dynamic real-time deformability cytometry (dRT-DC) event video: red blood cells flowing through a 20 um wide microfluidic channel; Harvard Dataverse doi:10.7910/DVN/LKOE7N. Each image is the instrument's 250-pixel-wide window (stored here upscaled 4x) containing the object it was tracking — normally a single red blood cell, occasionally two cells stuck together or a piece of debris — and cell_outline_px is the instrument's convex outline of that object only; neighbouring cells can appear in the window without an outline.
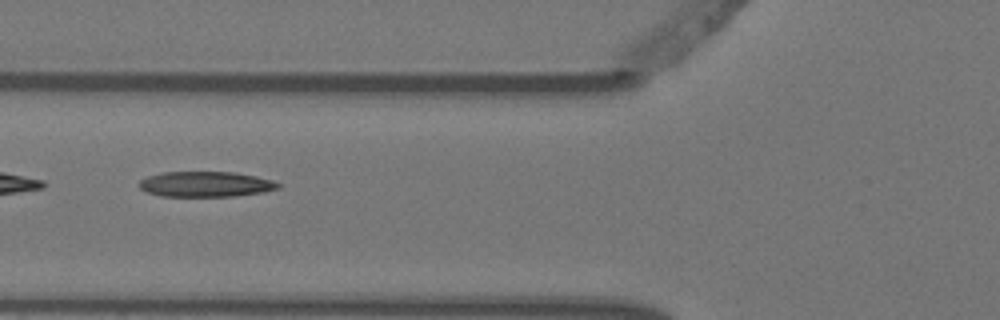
{"species": "Egyptian fruit bat (a non-hibernating species)", "species_latin": "Rousettus aegyptiacus", "temperature_condition": "warm", "stored_images_in_passage": 6, "camera_frame_rate_fps": 3000, "um_per_image_px": 0.085, "animal": {"sex": "female"}, "frame": {"image": 1, "passage_image": 4, "time_ms": 1.0, "image_size_px": [1000, 320], "cell_outline_px": [[280, 188], [264, 192], [232, 196], [160, 196], [148, 192], [140, 188], [136, 184], [140, 180], [148, 176], [164, 172], [236, 172], [256, 176], [272, 180], [280, 184]], "centroid_in_image_um": [17.48, 15.65], "position_along_channel_um": 108.3, "area_um2": 20.58}}
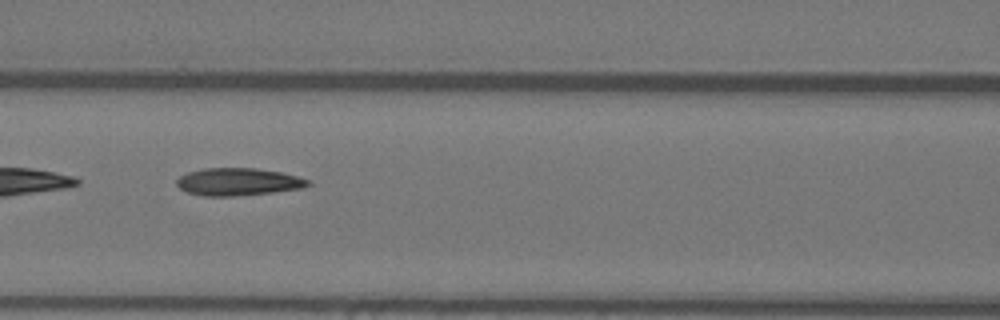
{"frame": {"image": 2, "passage_image": 5, "time_ms": 1.333, "image_size_px": [1000, 320], "cell_outline_px": [[312, 184], [300, 188], [272, 192], [232, 196], [204, 196], [188, 192], [180, 188], [176, 184], [176, 180], [180, 176], [188, 172], [204, 168], [256, 168], [280, 172], [312, 180]], "centroid_in_image_um": [20.24, 15.45], "position_along_channel_um": 146.4, "area_um2": 20.92}}
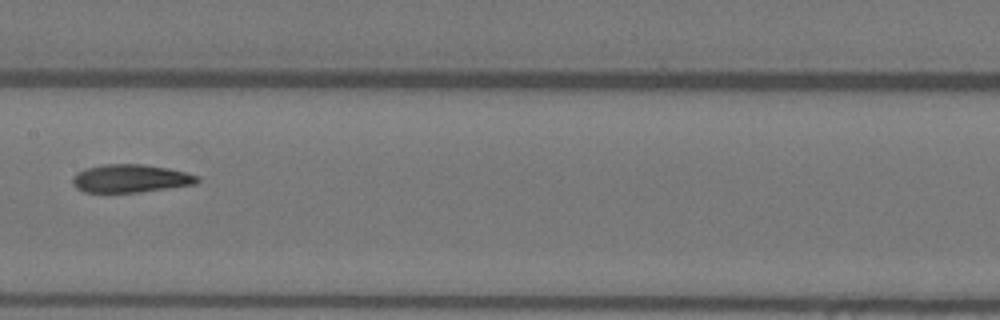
{"frame": {"image": 3, "passage_image": 6, "time_ms": 1.667, "image_size_px": [1000, 320], "cell_outline_px": [[200, 180], [196, 184], [140, 192], [84, 192], [76, 188], [72, 184], [72, 180], [76, 172], [84, 168], [104, 164], [140, 164], [168, 168], [200, 176]], "centroid_in_image_um": [11.08, 15.17], "position_along_channel_um": 196.3, "area_um2": 20.46}}